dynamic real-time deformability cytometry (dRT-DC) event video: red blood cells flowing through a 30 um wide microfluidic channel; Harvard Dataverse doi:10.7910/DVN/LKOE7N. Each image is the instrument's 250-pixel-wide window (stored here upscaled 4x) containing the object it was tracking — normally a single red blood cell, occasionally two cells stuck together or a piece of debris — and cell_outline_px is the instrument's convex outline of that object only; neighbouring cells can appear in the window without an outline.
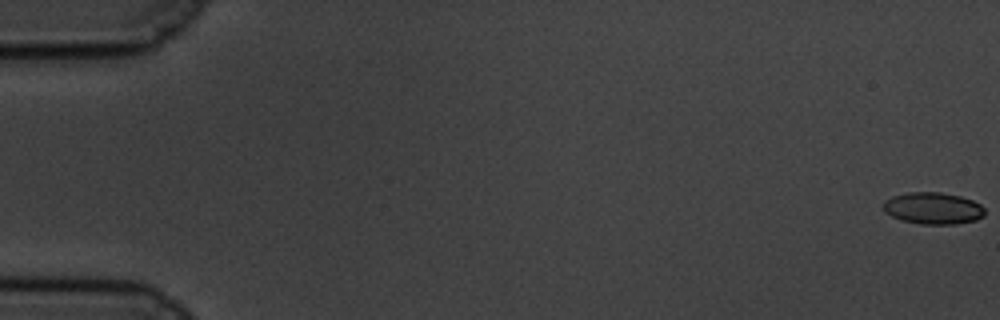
{"species": "common noctule bat (a hibernating species)", "species_latin": "Nyctalus noctula", "temperature_condition": "cold", "stored_images_in_passage": 61, "camera_frame_rate_fps": 3000, "um_per_image_px": 0.085, "animal": {"sex": "male", "body_mass_g": 19.5, "forearm_length_mm": 54.6}, "frame": {"image": 1, "passage_image": 1, "time_ms": 0.0, "image_size_px": [1000, 320], "cell_outline_px": [[984, 216], [976, 220], [956, 224], [920, 224], [904, 220], [892, 216], [884, 212], [884, 200], [892, 196], [908, 192], [940, 192], [960, 196], [972, 200], [980, 204], [984, 208]], "centroid_in_image_um": [79.31, 17.7], "position_along_channel_um": 5.7, "area_um2": 18.79}}
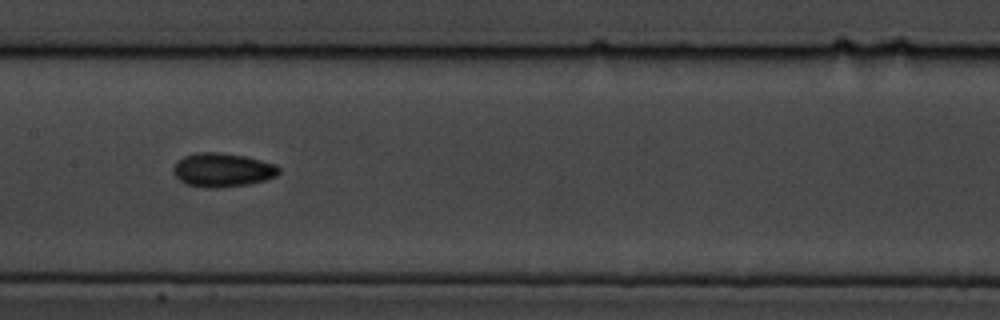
{"frame": {"image": 2, "passage_image": 31, "time_ms": 10.0, "image_size_px": [1000, 320], "cell_outline_px": [[280, 172], [276, 176], [264, 180], [248, 184], [220, 188], [208, 188], [188, 184], [180, 180], [172, 172], [172, 168], [176, 160], [184, 156], [196, 152], [220, 152], [244, 156], [276, 164], [280, 168]], "centroid_in_image_um": [18.89, 14.44], "position_along_channel_um": 188.5, "area_um2": 20.92}}
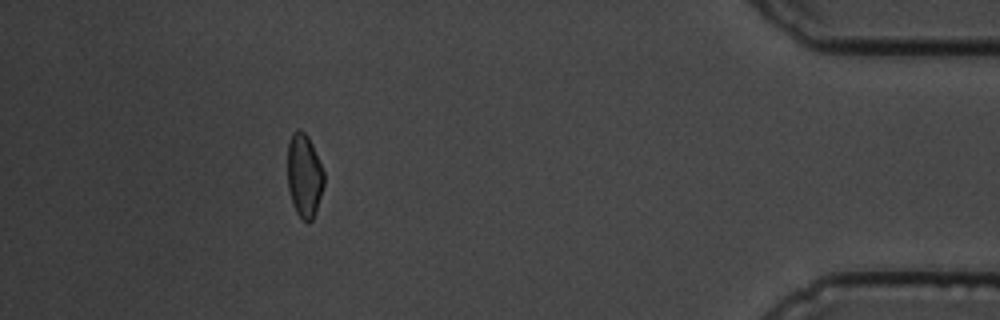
{"frame": {"image": 3, "passage_image": 55, "time_ms": 18.0, "image_size_px": [1000, 320], "cell_outline_px": [[324, 184], [316, 212], [312, 220], [308, 224], [296, 212], [292, 204], [288, 188], [288, 140], [292, 132], [296, 128], [300, 128], [308, 136], [312, 144], [324, 172]], "centroid_in_image_um": [25.85, 14.91], "position_along_channel_um": 409.3, "area_um2": 17.92}, "authors_computed_cell_mechanics": {"area_um2": 18.785, "velocity_mm_per_s": 3.405, "shape_relaxation_time_tau1_ms": 3.983, "shape_relaxation_time_tau2_ms": 5.3073, "deformation_change_tau1": 0.0887, "deformation_change_tau2": 0.0936}}